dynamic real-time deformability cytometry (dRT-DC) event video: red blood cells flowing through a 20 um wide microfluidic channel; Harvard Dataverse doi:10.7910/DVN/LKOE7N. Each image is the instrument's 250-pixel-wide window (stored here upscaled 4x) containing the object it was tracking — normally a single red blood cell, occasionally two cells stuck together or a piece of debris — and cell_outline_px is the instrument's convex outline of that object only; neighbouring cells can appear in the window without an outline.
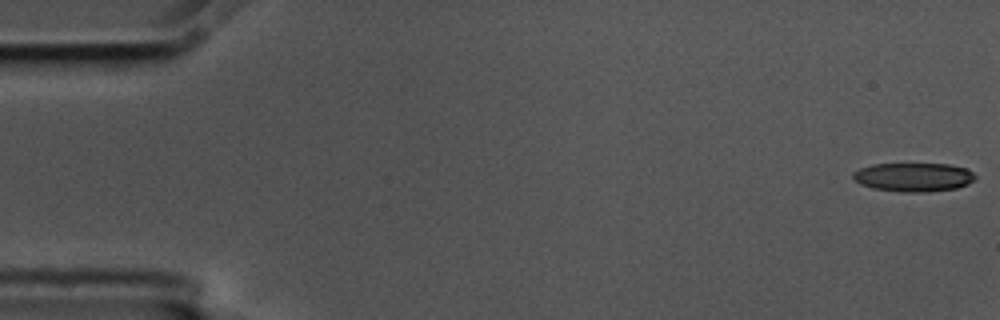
{"species": "common noctule bat (a hibernating species)", "species_latin": "Nyctalus noctula", "temperature_condition": "cold", "stored_images_in_passage": 56, "camera_frame_rate_fps": 3000, "um_per_image_px": 0.085, "animal": {"sex": "male", "body_mass_g": 17.5, "forearm_length_mm": 52.3}, "frame": {"image": 1, "passage_image": 1, "time_ms": 0.0, "image_size_px": [1000, 320], "cell_outline_px": [[976, 176], [968, 184], [956, 188], [928, 192], [904, 192], [872, 188], [860, 184], [852, 176], [852, 172], [860, 168], [872, 164], [948, 164], [968, 168]], "centroid_in_image_um": [77.65, 15.05], "position_along_channel_um": 7.4, "area_um2": 20.52}}
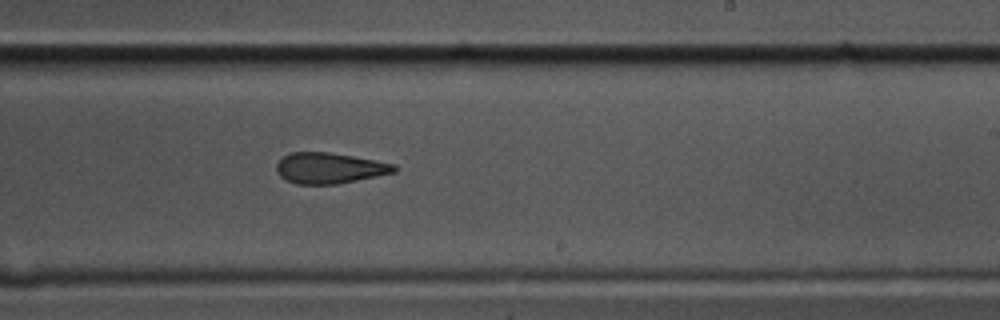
{"frame": {"image": 2, "passage_image": 34, "time_ms": 11.0, "image_size_px": [1000, 320], "cell_outline_px": [[396, 172], [336, 184], [296, 184], [280, 176], [276, 172], [276, 164], [284, 156], [292, 152], [328, 152], [352, 156], [396, 164]], "centroid_in_image_um": [27.99, 14.29], "position_along_channel_um": 261.0, "area_um2": 20.92}}
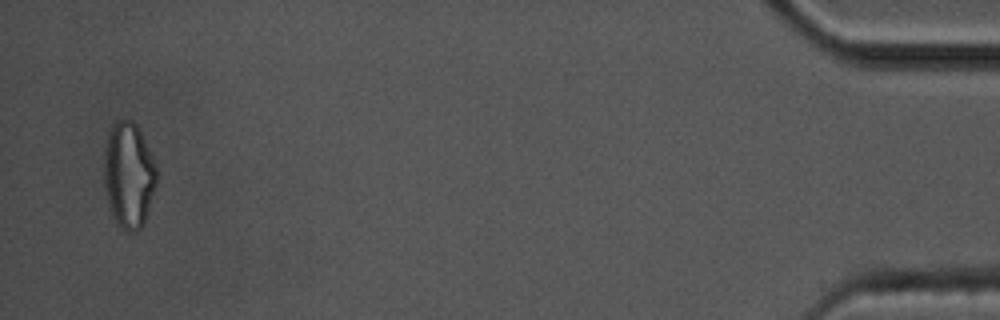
{"frame": {"image": 3, "passage_image": 55, "time_ms": 18.0, "image_size_px": [1000, 320], "cell_outline_px": [[156, 188], [144, 224], [136, 232], [128, 232], [116, 220], [112, 212], [104, 188], [104, 148], [108, 132], [112, 124], [116, 120], [132, 120], [136, 124], [140, 132], [156, 168]], "centroid_in_image_um": [10.93, 14.87], "position_along_channel_um": 424.3, "area_um2": 32.14}, "authors_computed_cell_mechanics": {"area_um2": 22.1952, "velocity_mm_per_s": 3.5529, "shape_relaxation_time_tau1_ms": 5.1119, "shape_relaxation_time_tau2_ms": 2.3182, "deformation_change_tau1": 0.1672, "deformation_change_tau2": 0.125}}